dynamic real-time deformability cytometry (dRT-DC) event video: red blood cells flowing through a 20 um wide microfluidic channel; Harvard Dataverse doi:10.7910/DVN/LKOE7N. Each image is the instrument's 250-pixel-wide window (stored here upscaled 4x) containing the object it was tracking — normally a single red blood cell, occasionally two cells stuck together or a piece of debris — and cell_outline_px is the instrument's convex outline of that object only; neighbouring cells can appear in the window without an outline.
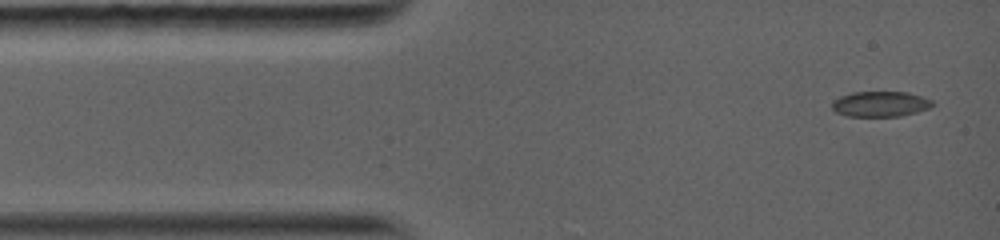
{"species": "common noctule bat (a hibernating species)", "species_latin": "Nyctalus noctula", "temperature_condition": "warm", "stored_images_in_passage": 19, "camera_frame_rate_fps": 5000, "um_per_image_px": 0.085, "animal": {"sex": "female", "body_mass_g": 19.0, "forearm_length_mm": 56.7}, "frame": {"image": 1, "passage_image": 1, "time_ms": 0.0, "image_size_px": [1000, 240], "cell_outline_px": [[932, 104], [928, 108], [916, 112], [900, 116], [848, 116], [836, 112], [832, 108], [832, 100], [840, 96], [852, 92], [908, 92], [932, 100]], "centroid_in_image_um": [74.78, 8.83], "position_along_channel_um": 10.2, "area_um2": 14.74}}
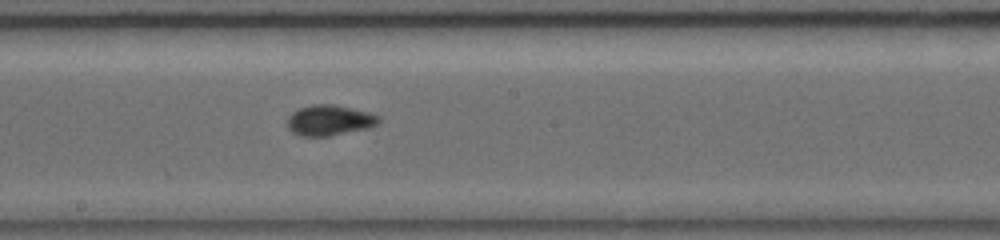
{"frame": {"image": 2, "passage_image": 9, "time_ms": 6.6, "image_size_px": [1000, 240], "cell_outline_px": [[380, 120], [376, 124], [368, 128], [328, 136], [304, 136], [292, 132], [288, 128], [288, 116], [292, 112], [300, 108], [312, 104], [332, 104], [368, 112], [380, 116]], "centroid_in_image_um": [27.99, 10.22], "position_along_channel_um": 220.2, "area_um2": 16.07}}
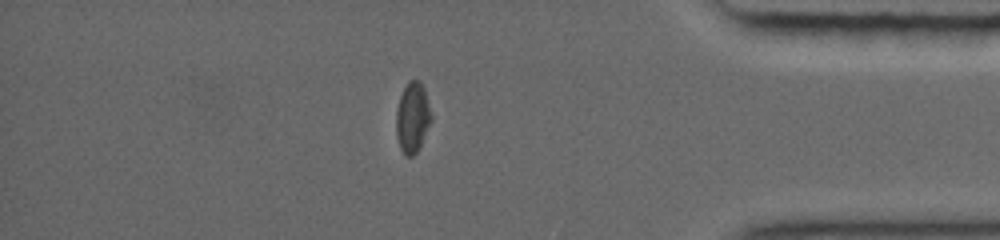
{"frame": {"image": 3, "passage_image": 16, "time_ms": 11.6, "image_size_px": [1000, 240], "cell_outline_px": [[432, 120], [416, 152], [412, 156], [404, 156], [400, 148], [396, 136], [396, 108], [400, 96], [408, 80], [420, 80], [424, 88], [432, 116]], "centroid_in_image_um": [35.05, 9.97], "position_along_channel_um": 400.2, "area_um2": 14.39}, "authors_computed_cell_mechanics": {"area_um2": 14.7968, "velocity_mm_per_s": 4.143, "shape_relaxation_time_tau1_ms": 3.5911, "shape_relaxation_time_tau2_ms": 3.3183, "deformation_change_tau1": 0.107, "deformation_change_tau2": 0.0552}}